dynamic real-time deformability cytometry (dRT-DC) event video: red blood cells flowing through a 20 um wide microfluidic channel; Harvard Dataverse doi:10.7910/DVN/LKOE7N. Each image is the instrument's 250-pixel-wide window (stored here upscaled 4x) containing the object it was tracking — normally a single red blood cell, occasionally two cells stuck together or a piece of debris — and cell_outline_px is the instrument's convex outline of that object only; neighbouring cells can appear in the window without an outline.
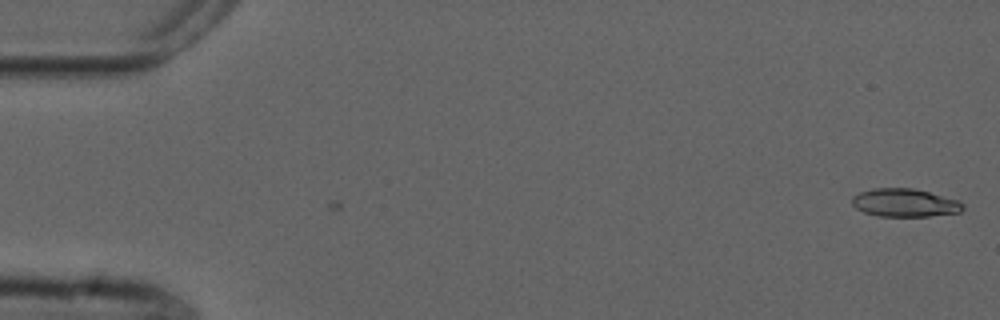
{"species": "common noctule bat (a hibernating species)", "species_latin": "Nyctalus noctula", "temperature_condition": "cold", "stored_images_in_passage": 4, "camera_frame_rate_fps": 3000, "um_per_image_px": 0.085, "animal": {"sex": "male", "forearm_length_mm": 52.5}, "frame": {"image": 1, "passage_image": 4, "time_ms": 1.0, "image_size_px": [1000, 320], "cell_outline_px": [[964, 208], [960, 212], [928, 216], [880, 216], [864, 212], [856, 208], [852, 204], [852, 196], [860, 192], [872, 188], [912, 188], [928, 192], [956, 200], [964, 204]], "centroid_in_image_um": [76.87, 17.23], "position_along_channel_um": 8.1, "area_um2": 17.98}}